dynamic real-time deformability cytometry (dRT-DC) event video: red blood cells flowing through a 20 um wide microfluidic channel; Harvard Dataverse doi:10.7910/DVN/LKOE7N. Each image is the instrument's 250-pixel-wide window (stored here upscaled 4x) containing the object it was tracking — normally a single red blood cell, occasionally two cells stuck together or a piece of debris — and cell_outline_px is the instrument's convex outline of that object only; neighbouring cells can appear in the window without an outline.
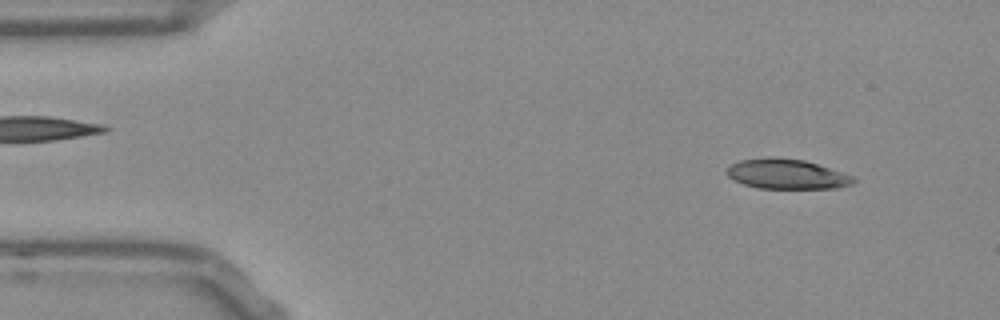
{"species": "Egyptian fruit bat (a non-hibernating species)", "species_latin": "Rousettus aegyptiacus", "temperature_condition": "room temperature", "stored_images_in_passage": 51, "camera_frame_rate_fps": 3000, "um_per_image_px": 0.085, "frame": {"image": 1, "passage_image": 4, "time_ms": 1.0, "image_size_px": [1000, 320], "cell_outline_px": [[856, 180], [852, 184], [836, 188], [760, 188], [744, 184], [728, 176], [724, 172], [732, 164], [740, 160], [768, 156], [776, 156], [804, 160], [852, 176]], "centroid_in_image_um": [66.83, 14.78], "position_along_channel_um": 18.2, "area_um2": 21.91}}
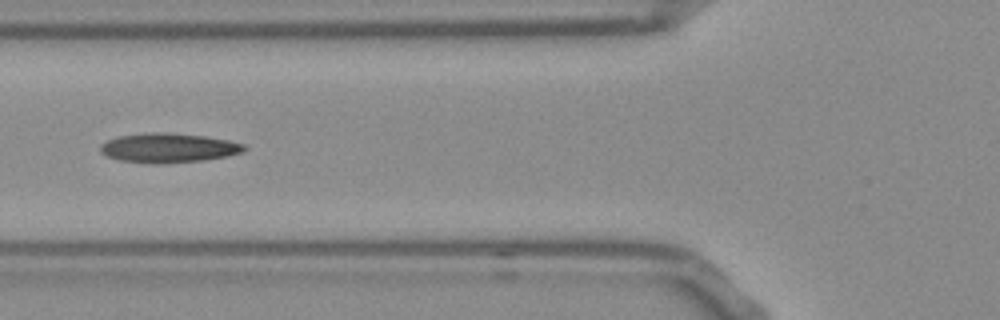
{"frame": {"image": 2, "passage_image": 18, "time_ms": 5.667, "image_size_px": [1000, 320], "cell_outline_px": [[248, 148], [244, 152], [228, 156], [204, 160], [164, 164], [152, 164], [120, 160], [108, 156], [100, 152], [100, 144], [116, 136], [152, 132], [164, 132], [204, 136], [228, 140], [244, 144]], "centroid_in_image_um": [14.33, 12.58], "position_along_channel_um": 111.5, "area_um2": 24.85}}
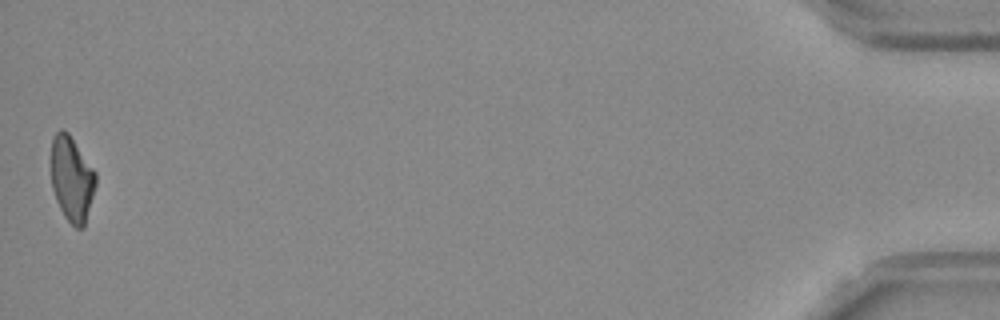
{"frame": {"image": 3, "passage_image": 51, "time_ms": 16.667, "image_size_px": [1000, 320], "cell_outline_px": [[96, 184], [84, 228], [76, 228], [64, 216], [56, 200], [52, 188], [52, 136], [60, 128], [64, 128], [68, 132], [96, 172]], "centroid_in_image_um": [6.11, 15.19], "position_along_channel_um": 429.1, "area_um2": 22.08}, "authors_computed_cell_mechanics": {"area_um2": 23.0044, "velocity_mm_per_s": 3.803, "shape_relaxation_time_tau1_ms": null, "shape_relaxation_time_tau2_ms": 5.3101, "deformation_change_tau1": null, "deformation_change_tau2": 0.1559}}